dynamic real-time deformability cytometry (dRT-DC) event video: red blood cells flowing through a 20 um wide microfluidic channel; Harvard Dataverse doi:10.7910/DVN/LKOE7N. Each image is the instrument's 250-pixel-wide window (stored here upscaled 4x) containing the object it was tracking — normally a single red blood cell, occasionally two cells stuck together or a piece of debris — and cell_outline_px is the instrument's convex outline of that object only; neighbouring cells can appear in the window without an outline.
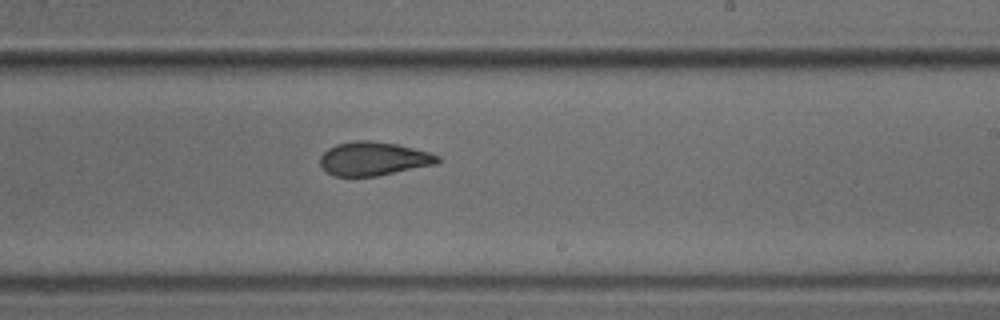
{"species": "common noctule bat (a hibernating species)", "species_latin": "Nyctalus noctula", "temperature_condition": "cold", "stored_images_in_passage": 7, "camera_frame_rate_fps": 3000, "um_per_image_px": 0.085, "animal": {"sex": "male", "body_mass_g": 18.8}, "frame": {"image": 1, "passage_image": 7, "time_ms": 2.0, "image_size_px": [1000, 320], "cell_outline_px": [[440, 160], [436, 164], [376, 176], [336, 176], [328, 172], [320, 164], [320, 156], [328, 148], [336, 144], [356, 140], [372, 140], [396, 144], [428, 152], [440, 156]], "centroid_in_image_um": [31.74, 13.48], "position_along_channel_um": 257.3, "area_um2": 22.89}}